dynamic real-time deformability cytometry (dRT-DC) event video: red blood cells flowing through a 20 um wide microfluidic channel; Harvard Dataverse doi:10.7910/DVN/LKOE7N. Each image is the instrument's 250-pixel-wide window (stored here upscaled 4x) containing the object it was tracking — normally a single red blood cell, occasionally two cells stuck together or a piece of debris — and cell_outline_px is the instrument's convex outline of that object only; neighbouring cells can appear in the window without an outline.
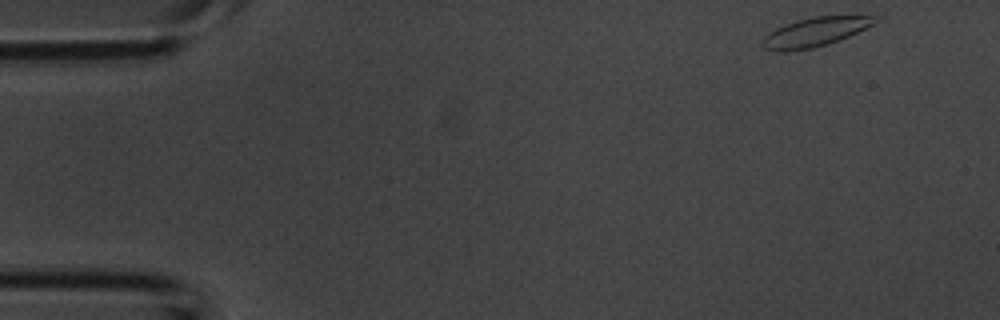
{"species": "common noctule bat (a hibernating species)", "species_latin": "Nyctalus noctula", "temperature_condition": "room temperature", "stored_images_in_passage": 41, "camera_frame_rate_fps": 3000, "um_per_image_px": 0.085, "animal": {"sex": "male", "body_mass_g": 20.1, "forearm_length_mm": 53.5}, "frame": {"image": 1, "passage_image": 1, "time_ms": 0.0, "image_size_px": [1000, 320], "cell_outline_px": [[876, 20], [872, 24], [840, 40], [828, 44], [812, 48], [784, 52], [776, 52], [764, 48], [760, 44], [760, 40], [764, 36], [776, 28], [784, 24], [796, 20], [812, 16], [872, 16]], "centroid_in_image_um": [69.15, 2.74], "position_along_channel_um": 15.9, "area_um2": 18.96}}
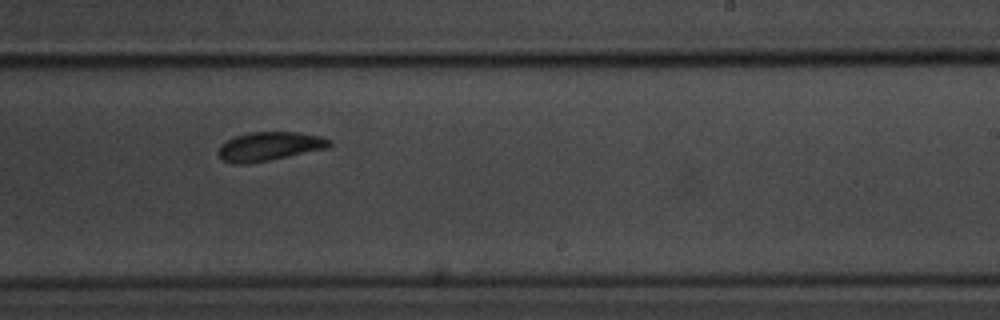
{"frame": {"image": 2, "passage_image": 24, "time_ms": 7.667, "image_size_px": [1000, 320], "cell_outline_px": [[332, 148], [268, 160], [244, 164], [232, 164], [224, 160], [220, 156], [220, 144], [236, 136], [248, 132], [300, 132], [320, 136], [332, 140]], "centroid_in_image_um": [22.98, 12.43], "position_along_channel_um": 266.0, "area_um2": 18.73}}
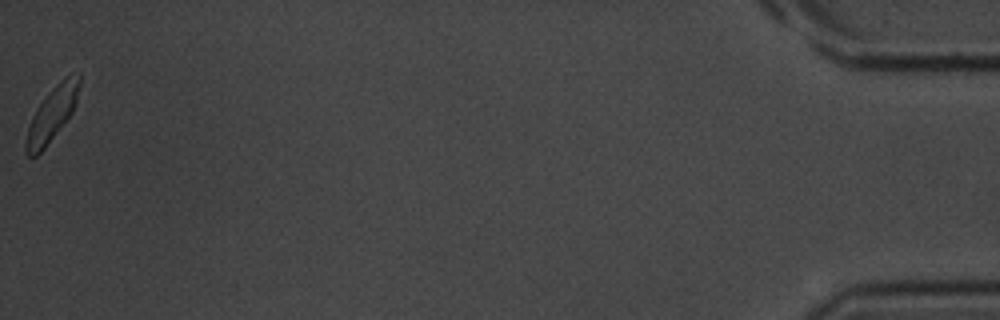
{"frame": {"image": 3, "passage_image": 41, "time_ms": 13.333, "image_size_px": [1000, 320], "cell_outline_px": [[80, 84], [76, 104], [72, 112], [44, 148], [36, 156], [28, 156], [24, 152], [24, 144], [28, 128], [32, 116], [36, 108], [48, 92], [64, 76], [80, 72]], "centroid_in_image_um": [4.41, 9.67], "position_along_channel_um": 430.8, "area_um2": 16.76}}